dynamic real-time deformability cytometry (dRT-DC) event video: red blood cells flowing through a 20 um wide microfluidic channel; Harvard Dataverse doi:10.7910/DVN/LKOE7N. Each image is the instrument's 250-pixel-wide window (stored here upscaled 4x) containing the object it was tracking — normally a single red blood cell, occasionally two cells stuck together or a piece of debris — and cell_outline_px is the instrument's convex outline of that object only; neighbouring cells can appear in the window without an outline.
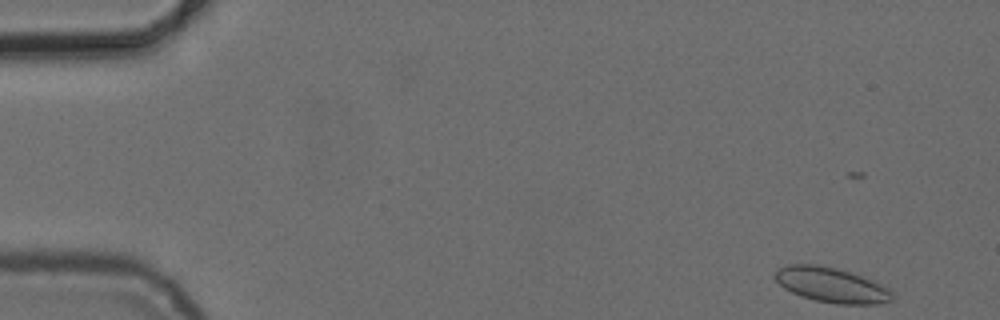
{"species": "common noctule bat (a hibernating species)", "species_latin": "Nyctalus noctula", "temperature_condition": "cold", "stored_images_in_passage": 5, "camera_frame_rate_fps": 3000, "um_per_image_px": 0.085, "animal": {"sex": "female", "body_mass_g": 24.6, "forearm_length_mm": 56.2}, "frame": {"image": 1, "passage_image": 1, "time_ms": 0.0, "image_size_px": [1000, 320], "cell_outline_px": [[892, 300], [880, 304], [836, 304], [816, 300], [800, 296], [784, 288], [772, 276], [780, 268], [788, 264], [816, 264], [836, 268], [852, 272], [876, 280], [888, 288], [892, 292]], "centroid_in_image_um": [70.7, 24.22], "position_along_channel_um": 14.3, "area_um2": 24.1}}
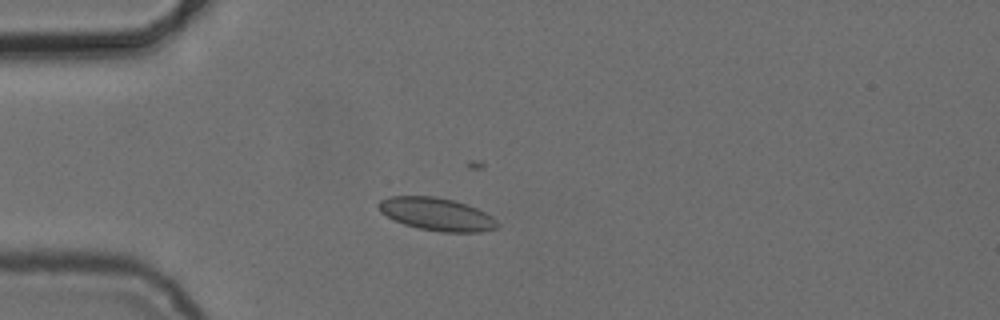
{"frame": {"image": 2, "passage_image": 4, "time_ms": 3.667, "image_size_px": [1000, 320], "cell_outline_px": [[500, 224], [496, 228], [480, 232], [444, 232], [420, 228], [404, 224], [380, 212], [376, 204], [380, 200], [388, 196], [436, 196], [468, 204], [492, 216]], "centroid_in_image_um": [37.11, 18.19], "position_along_channel_um": 47.9, "area_um2": 22.66}}